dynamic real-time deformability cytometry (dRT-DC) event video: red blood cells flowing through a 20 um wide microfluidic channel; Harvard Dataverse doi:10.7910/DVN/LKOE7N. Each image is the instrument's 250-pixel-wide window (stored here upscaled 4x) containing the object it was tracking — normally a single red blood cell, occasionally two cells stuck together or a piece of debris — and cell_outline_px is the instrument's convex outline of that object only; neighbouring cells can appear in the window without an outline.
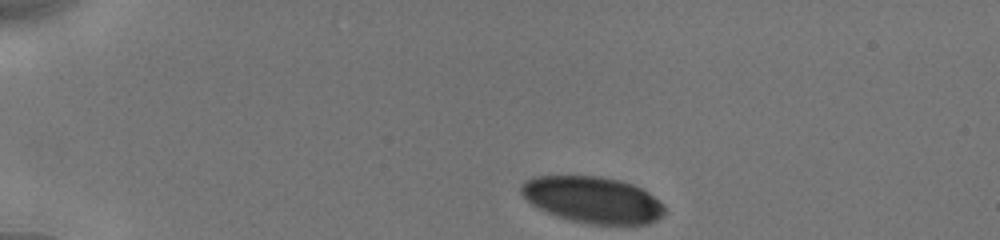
{"species": "human", "species_latin": "Homo sapiens", "temperature_condition": "cold", "stored_images_in_passage": 12, "camera_frame_rate_fps": 3000, "um_per_image_px": 0.085, "donor": {"sex": "male"}, "frame": {"image": 1, "passage_image": 1, "time_ms": 0.0, "image_size_px": [1000, 240], "cell_outline_px": [[664, 212], [656, 220], [648, 224], [588, 224], [572, 220], [548, 212], [532, 204], [520, 192], [520, 184], [524, 180], [532, 176], [600, 176], [620, 180], [632, 184], [648, 192], [664, 204]], "centroid_in_image_um": [50.37, 16.96], "position_along_channel_um": 34.6, "area_um2": 38.61}}
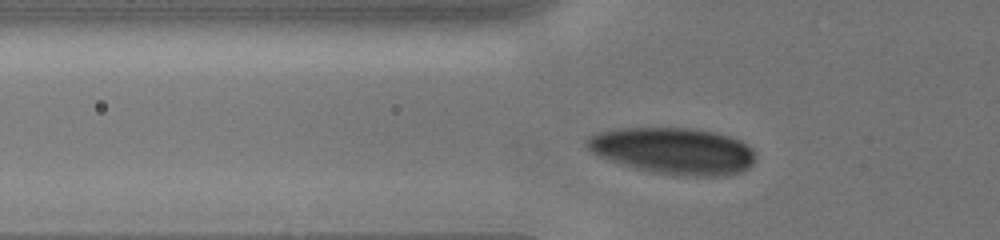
{"frame": {"image": 2, "passage_image": 8, "time_ms": 2.667, "image_size_px": [1000, 240], "cell_outline_px": [[756, 156], [752, 164], [748, 168], [740, 172], [724, 176], [684, 176], [652, 172], [636, 168], [588, 152], [584, 144], [584, 140], [588, 136], [596, 132], [616, 128], [692, 128], [716, 132], [732, 136], [748, 144], [756, 152]], "centroid_in_image_um": [57.24, 12.81], "position_along_channel_um": 68.6, "area_um2": 46.3}}
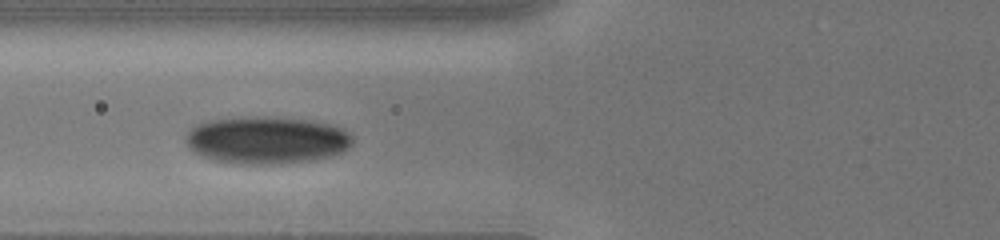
{"frame": {"image": 3, "passage_image": 11, "time_ms": 3.667, "image_size_px": [1000, 240], "cell_outline_px": [[352, 144], [348, 148], [340, 152], [328, 156], [312, 160], [272, 164], [240, 164], [216, 160], [204, 156], [196, 152], [188, 144], [184, 136], [196, 124], [208, 120], [232, 116], [264, 116], [312, 120], [328, 124], [340, 128], [348, 132], [352, 136]], "centroid_in_image_um": [22.65, 11.88], "position_along_channel_um": 103.2, "area_um2": 46.07}}